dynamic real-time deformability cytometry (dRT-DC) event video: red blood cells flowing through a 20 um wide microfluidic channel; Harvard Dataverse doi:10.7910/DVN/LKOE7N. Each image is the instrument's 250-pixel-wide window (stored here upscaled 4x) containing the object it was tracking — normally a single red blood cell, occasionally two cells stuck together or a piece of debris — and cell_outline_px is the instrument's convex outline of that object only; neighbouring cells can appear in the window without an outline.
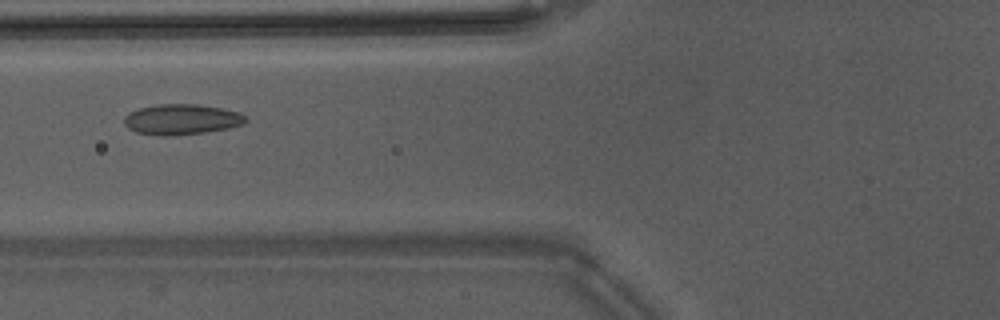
{"species": "Egyptian fruit bat (a non-hibernating species)", "species_latin": "Rousettus aegyptiacus", "temperature_condition": "warm", "stored_images_in_passage": 29, "camera_frame_rate_fps": 3000, "um_per_image_px": 0.085, "animal": {"sex": "male"}, "frame": {"image": 1, "passage_image": 6, "time_ms": 1.667, "image_size_px": [1000, 320], "cell_outline_px": [[248, 120], [244, 124], [228, 128], [204, 132], [164, 136], [160, 136], [136, 132], [128, 128], [124, 124], [124, 116], [128, 112], [140, 108], [160, 104], [196, 104], [220, 108], [240, 112], [248, 116]], "centroid_in_image_um": [15.44, 10.14], "position_along_channel_um": 110.4, "area_um2": 21.62}}
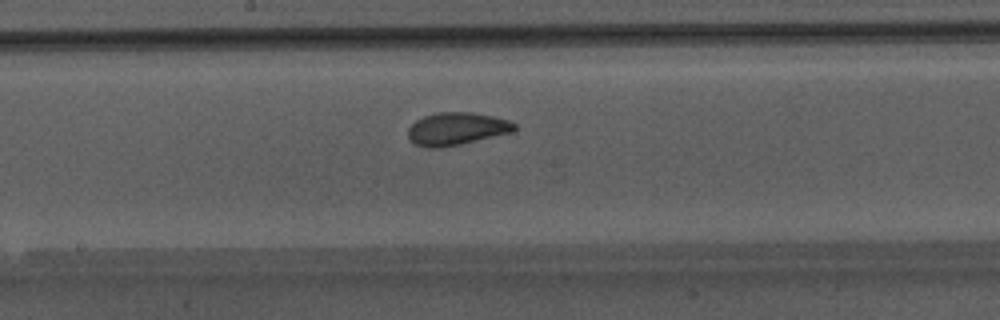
{"frame": {"image": 2, "passage_image": 13, "time_ms": 4.0, "image_size_px": [1000, 320], "cell_outline_px": [[516, 128], [512, 132], [460, 144], [440, 148], [428, 148], [412, 144], [408, 140], [408, 128], [416, 120], [424, 116], [436, 112], [472, 112], [492, 116], [508, 120], [516, 124]], "centroid_in_image_um": [38.76, 10.95], "position_along_channel_um": 209.4, "area_um2": 20.35}}
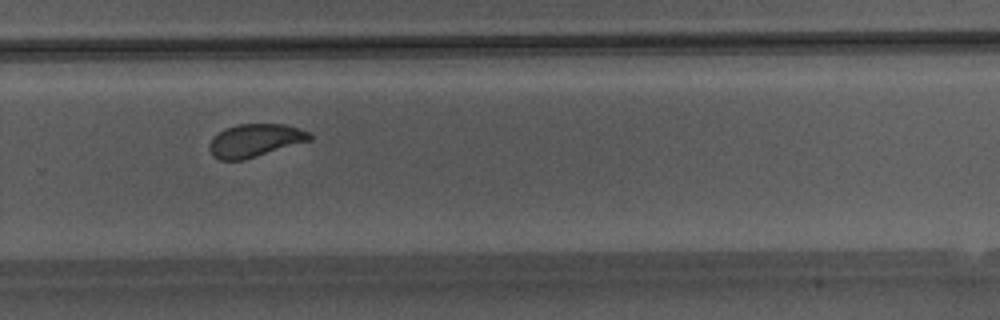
{"frame": {"image": 3, "passage_image": 20, "time_ms": 6.333, "image_size_px": [1000, 320], "cell_outline_px": [[312, 140], [244, 160], [220, 160], [212, 156], [208, 148], [208, 144], [212, 136], [224, 128], [236, 124], [284, 124], [300, 128], [308, 132], [312, 136]], "centroid_in_image_um": [21.64, 11.94], "position_along_channel_um": 308.2, "area_um2": 19.59}, "authors_computed_cell_mechanics": {"area_um2": 19.941, "velocity_mm_per_s": 4.2397, "shape_relaxation_time_tau1_ms": 3.8001, "shape_relaxation_time_tau2_ms": 0.8146, "deformation_change_tau1": 0.1337, "deformation_change_tau2": 0.0699}}